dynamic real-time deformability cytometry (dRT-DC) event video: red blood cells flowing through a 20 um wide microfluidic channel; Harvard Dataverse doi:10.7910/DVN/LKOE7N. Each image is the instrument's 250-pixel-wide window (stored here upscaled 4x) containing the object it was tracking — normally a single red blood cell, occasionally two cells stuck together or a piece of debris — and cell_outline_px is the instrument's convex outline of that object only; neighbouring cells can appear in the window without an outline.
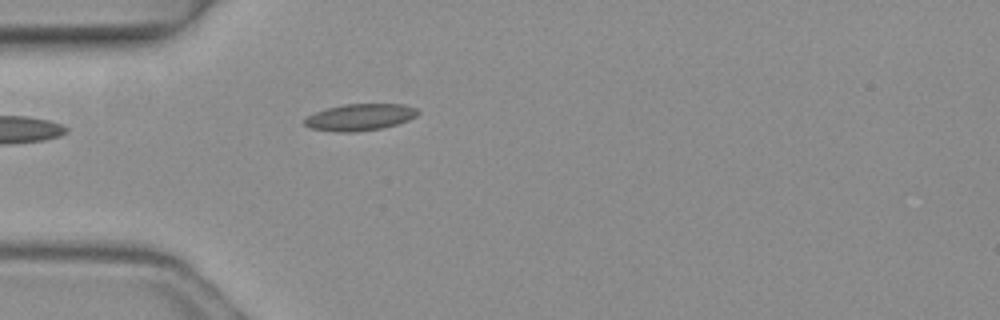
{"species": "common noctule bat (a hibernating species)", "species_latin": "Nyctalus noctula", "temperature_condition": "warm", "stored_images_in_passage": 1, "camera_frame_rate_fps": 3000, "um_per_image_px": 0.085, "animal": {"sex": "female", "body_mass_g": 19.3, "forearm_length_mm": 54.1}, "frame": {"image": 1, "passage_image": 1, "time_ms": 0.0, "image_size_px": [1000, 320], "cell_outline_px": [[420, 112], [416, 116], [408, 120], [396, 124], [380, 128], [352, 132], [340, 132], [312, 128], [304, 124], [304, 120], [308, 116], [316, 112], [328, 108], [344, 104], [404, 104], [416, 108]], "centroid_in_image_um": [30.62, 9.95], "position_along_channel_um": 54.4, "area_um2": 17.34}}